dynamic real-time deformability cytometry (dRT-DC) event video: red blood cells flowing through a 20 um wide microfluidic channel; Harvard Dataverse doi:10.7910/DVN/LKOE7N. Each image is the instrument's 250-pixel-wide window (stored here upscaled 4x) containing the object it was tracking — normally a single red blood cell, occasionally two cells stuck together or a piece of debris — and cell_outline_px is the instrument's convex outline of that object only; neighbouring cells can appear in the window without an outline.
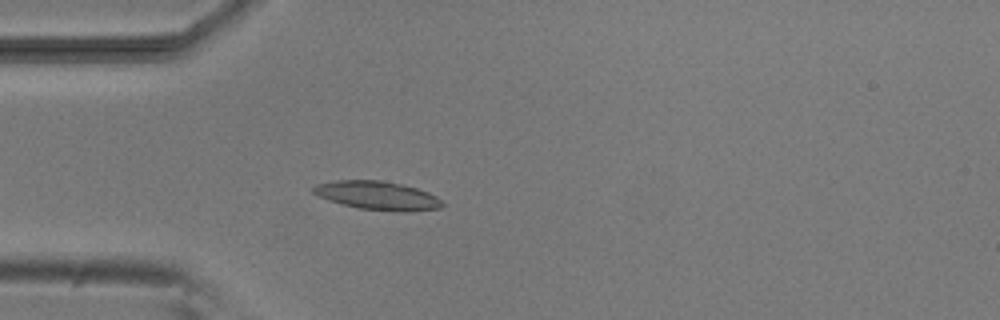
{"species": "common noctule bat (a hibernating species)", "species_latin": "Nyctalus noctula", "temperature_condition": "room temperature", "stored_images_in_passage": 2, "camera_frame_rate_fps": 3000, "um_per_image_px": 0.085, "animal": {"sex": "male", "body_mass_g": 20.5, "forearm_length_mm": 52.5}, "frame": {"image": 1, "passage_image": 2, "time_ms": 1.0, "image_size_px": [1000, 320], "cell_outline_px": [[444, 204], [440, 208], [404, 212], [400, 212], [356, 208], [328, 200], [312, 192], [312, 188], [316, 184], [336, 180], [380, 180], [400, 184], [416, 188], [428, 192], [436, 196]], "centroid_in_image_um": [32.07, 16.62], "position_along_channel_um": 52.9, "area_um2": 21.44}}